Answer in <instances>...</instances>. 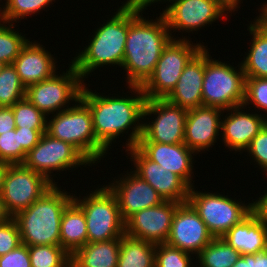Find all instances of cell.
<instances>
[{
    "instance_id": "1",
    "label": "cell",
    "mask_w": 267,
    "mask_h": 267,
    "mask_svg": "<svg viewBox=\"0 0 267 267\" xmlns=\"http://www.w3.org/2000/svg\"><path fill=\"white\" fill-rule=\"evenodd\" d=\"M85 85L82 88L80 99L89 107L97 141L108 151V146H111L117 136L119 138V135L126 130L132 129L128 141H126V148L135 147L142 136L144 122L140 124L139 121L141 118L143 119L147 100L141 86H128L131 93L135 94L125 98L93 93Z\"/></svg>"
},
{
    "instance_id": "2",
    "label": "cell",
    "mask_w": 267,
    "mask_h": 267,
    "mask_svg": "<svg viewBox=\"0 0 267 267\" xmlns=\"http://www.w3.org/2000/svg\"><path fill=\"white\" fill-rule=\"evenodd\" d=\"M145 9L128 5V35L121 66L127 72L128 86H142L153 74L164 48L176 39L161 13L156 20L141 17Z\"/></svg>"
},
{
    "instance_id": "3",
    "label": "cell",
    "mask_w": 267,
    "mask_h": 267,
    "mask_svg": "<svg viewBox=\"0 0 267 267\" xmlns=\"http://www.w3.org/2000/svg\"><path fill=\"white\" fill-rule=\"evenodd\" d=\"M73 200V194L54 185L28 208L13 218L18 225L21 243L27 246L59 245L60 224L64 209Z\"/></svg>"
},
{
    "instance_id": "4",
    "label": "cell",
    "mask_w": 267,
    "mask_h": 267,
    "mask_svg": "<svg viewBox=\"0 0 267 267\" xmlns=\"http://www.w3.org/2000/svg\"><path fill=\"white\" fill-rule=\"evenodd\" d=\"M112 16L97 28L89 45L71 61L82 80L104 65L122 66L128 35V5H121Z\"/></svg>"
},
{
    "instance_id": "5",
    "label": "cell",
    "mask_w": 267,
    "mask_h": 267,
    "mask_svg": "<svg viewBox=\"0 0 267 267\" xmlns=\"http://www.w3.org/2000/svg\"><path fill=\"white\" fill-rule=\"evenodd\" d=\"M75 103L53 114L46 133L74 146L91 164L98 163L107 150L96 139L89 107L80 98Z\"/></svg>"
},
{
    "instance_id": "6",
    "label": "cell",
    "mask_w": 267,
    "mask_h": 267,
    "mask_svg": "<svg viewBox=\"0 0 267 267\" xmlns=\"http://www.w3.org/2000/svg\"><path fill=\"white\" fill-rule=\"evenodd\" d=\"M205 46V71L202 84L203 106L224 110L244 102L245 75L241 63L237 70L227 63L212 59ZM240 65V66H239Z\"/></svg>"
},
{
    "instance_id": "7",
    "label": "cell",
    "mask_w": 267,
    "mask_h": 267,
    "mask_svg": "<svg viewBox=\"0 0 267 267\" xmlns=\"http://www.w3.org/2000/svg\"><path fill=\"white\" fill-rule=\"evenodd\" d=\"M91 192L83 199L73 196V201L85 214L87 243L121 238L125 234V221L114 193L107 185Z\"/></svg>"
},
{
    "instance_id": "8",
    "label": "cell",
    "mask_w": 267,
    "mask_h": 267,
    "mask_svg": "<svg viewBox=\"0 0 267 267\" xmlns=\"http://www.w3.org/2000/svg\"><path fill=\"white\" fill-rule=\"evenodd\" d=\"M204 47L189 39H172L164 48L153 74L141 86L146 99H165L174 89L185 66Z\"/></svg>"
},
{
    "instance_id": "9",
    "label": "cell",
    "mask_w": 267,
    "mask_h": 267,
    "mask_svg": "<svg viewBox=\"0 0 267 267\" xmlns=\"http://www.w3.org/2000/svg\"><path fill=\"white\" fill-rule=\"evenodd\" d=\"M189 189L188 202L198 212L214 238H220L254 211V203L238 202L220 193Z\"/></svg>"
},
{
    "instance_id": "10",
    "label": "cell",
    "mask_w": 267,
    "mask_h": 267,
    "mask_svg": "<svg viewBox=\"0 0 267 267\" xmlns=\"http://www.w3.org/2000/svg\"><path fill=\"white\" fill-rule=\"evenodd\" d=\"M69 66L62 75L56 72L50 78L26 87L25 98L47 117L69 108L70 101L76 102L80 98L84 80L73 63Z\"/></svg>"
},
{
    "instance_id": "11",
    "label": "cell",
    "mask_w": 267,
    "mask_h": 267,
    "mask_svg": "<svg viewBox=\"0 0 267 267\" xmlns=\"http://www.w3.org/2000/svg\"><path fill=\"white\" fill-rule=\"evenodd\" d=\"M54 186L45 176L23 164L9 165L0 196L6 212L13 217L28 208Z\"/></svg>"
},
{
    "instance_id": "12",
    "label": "cell",
    "mask_w": 267,
    "mask_h": 267,
    "mask_svg": "<svg viewBox=\"0 0 267 267\" xmlns=\"http://www.w3.org/2000/svg\"><path fill=\"white\" fill-rule=\"evenodd\" d=\"M23 165L42 174L56 185L51 177L53 171L72 170L82 165L85 167L92 164L71 144L43 133L38 144L27 153Z\"/></svg>"
},
{
    "instance_id": "13",
    "label": "cell",
    "mask_w": 267,
    "mask_h": 267,
    "mask_svg": "<svg viewBox=\"0 0 267 267\" xmlns=\"http://www.w3.org/2000/svg\"><path fill=\"white\" fill-rule=\"evenodd\" d=\"M188 110L170 103L166 99H147L143 119L154 114L155 119L143 124L138 142L162 144L184 143L185 122Z\"/></svg>"
},
{
    "instance_id": "14",
    "label": "cell",
    "mask_w": 267,
    "mask_h": 267,
    "mask_svg": "<svg viewBox=\"0 0 267 267\" xmlns=\"http://www.w3.org/2000/svg\"><path fill=\"white\" fill-rule=\"evenodd\" d=\"M169 1L166 9L161 13L167 23L170 33L198 31L205 25L212 24L225 12L214 0H162ZM173 30V32L171 31Z\"/></svg>"
},
{
    "instance_id": "15",
    "label": "cell",
    "mask_w": 267,
    "mask_h": 267,
    "mask_svg": "<svg viewBox=\"0 0 267 267\" xmlns=\"http://www.w3.org/2000/svg\"><path fill=\"white\" fill-rule=\"evenodd\" d=\"M214 239L189 202L180 203L174 213L166 244L198 255Z\"/></svg>"
},
{
    "instance_id": "16",
    "label": "cell",
    "mask_w": 267,
    "mask_h": 267,
    "mask_svg": "<svg viewBox=\"0 0 267 267\" xmlns=\"http://www.w3.org/2000/svg\"><path fill=\"white\" fill-rule=\"evenodd\" d=\"M179 204L164 201L160 205L135 212L125 221V234L155 245L166 243Z\"/></svg>"
},
{
    "instance_id": "17",
    "label": "cell",
    "mask_w": 267,
    "mask_h": 267,
    "mask_svg": "<svg viewBox=\"0 0 267 267\" xmlns=\"http://www.w3.org/2000/svg\"><path fill=\"white\" fill-rule=\"evenodd\" d=\"M126 151L136 167L133 171L149 183L164 201L188 202L190 187L177 174L148 159L136 146Z\"/></svg>"
},
{
    "instance_id": "18",
    "label": "cell",
    "mask_w": 267,
    "mask_h": 267,
    "mask_svg": "<svg viewBox=\"0 0 267 267\" xmlns=\"http://www.w3.org/2000/svg\"><path fill=\"white\" fill-rule=\"evenodd\" d=\"M130 173V174H129ZM110 183L109 189L114 193L120 215L126 221L135 212L154 207L164 202L160 194L134 171Z\"/></svg>"
},
{
    "instance_id": "19",
    "label": "cell",
    "mask_w": 267,
    "mask_h": 267,
    "mask_svg": "<svg viewBox=\"0 0 267 267\" xmlns=\"http://www.w3.org/2000/svg\"><path fill=\"white\" fill-rule=\"evenodd\" d=\"M223 112L226 111L208 106L188 110L184 144L196 154L212 147L217 142L221 130Z\"/></svg>"
},
{
    "instance_id": "20",
    "label": "cell",
    "mask_w": 267,
    "mask_h": 267,
    "mask_svg": "<svg viewBox=\"0 0 267 267\" xmlns=\"http://www.w3.org/2000/svg\"><path fill=\"white\" fill-rule=\"evenodd\" d=\"M239 106L226 110L228 113L221 120V134L224 145L232 150L245 151L251 140L267 123L265 114L247 113ZM241 110V111H240Z\"/></svg>"
},
{
    "instance_id": "21",
    "label": "cell",
    "mask_w": 267,
    "mask_h": 267,
    "mask_svg": "<svg viewBox=\"0 0 267 267\" xmlns=\"http://www.w3.org/2000/svg\"><path fill=\"white\" fill-rule=\"evenodd\" d=\"M136 147L151 161L177 174L190 188L194 186L192 154L195 156V153L184 143L138 142Z\"/></svg>"
},
{
    "instance_id": "22",
    "label": "cell",
    "mask_w": 267,
    "mask_h": 267,
    "mask_svg": "<svg viewBox=\"0 0 267 267\" xmlns=\"http://www.w3.org/2000/svg\"><path fill=\"white\" fill-rule=\"evenodd\" d=\"M204 71L205 46L188 62L174 89L165 99L186 110L203 106Z\"/></svg>"
},
{
    "instance_id": "23",
    "label": "cell",
    "mask_w": 267,
    "mask_h": 267,
    "mask_svg": "<svg viewBox=\"0 0 267 267\" xmlns=\"http://www.w3.org/2000/svg\"><path fill=\"white\" fill-rule=\"evenodd\" d=\"M42 46L28 40L12 63L25 87L46 80L57 71L56 59Z\"/></svg>"
},
{
    "instance_id": "24",
    "label": "cell",
    "mask_w": 267,
    "mask_h": 267,
    "mask_svg": "<svg viewBox=\"0 0 267 267\" xmlns=\"http://www.w3.org/2000/svg\"><path fill=\"white\" fill-rule=\"evenodd\" d=\"M222 238L241 255L255 254L266 250L267 225L253 211L242 222L234 225Z\"/></svg>"
},
{
    "instance_id": "25",
    "label": "cell",
    "mask_w": 267,
    "mask_h": 267,
    "mask_svg": "<svg viewBox=\"0 0 267 267\" xmlns=\"http://www.w3.org/2000/svg\"><path fill=\"white\" fill-rule=\"evenodd\" d=\"M87 243L83 210L72 200L64 209L60 224V246L72 256Z\"/></svg>"
},
{
    "instance_id": "26",
    "label": "cell",
    "mask_w": 267,
    "mask_h": 267,
    "mask_svg": "<svg viewBox=\"0 0 267 267\" xmlns=\"http://www.w3.org/2000/svg\"><path fill=\"white\" fill-rule=\"evenodd\" d=\"M120 238L102 242L86 243L72 256L75 267H117Z\"/></svg>"
},
{
    "instance_id": "27",
    "label": "cell",
    "mask_w": 267,
    "mask_h": 267,
    "mask_svg": "<svg viewBox=\"0 0 267 267\" xmlns=\"http://www.w3.org/2000/svg\"><path fill=\"white\" fill-rule=\"evenodd\" d=\"M252 22L247 30L253 40L241 65L245 77L267 78V28L256 18Z\"/></svg>"
},
{
    "instance_id": "28",
    "label": "cell",
    "mask_w": 267,
    "mask_h": 267,
    "mask_svg": "<svg viewBox=\"0 0 267 267\" xmlns=\"http://www.w3.org/2000/svg\"><path fill=\"white\" fill-rule=\"evenodd\" d=\"M156 245L124 234L117 267H154Z\"/></svg>"
},
{
    "instance_id": "29",
    "label": "cell",
    "mask_w": 267,
    "mask_h": 267,
    "mask_svg": "<svg viewBox=\"0 0 267 267\" xmlns=\"http://www.w3.org/2000/svg\"><path fill=\"white\" fill-rule=\"evenodd\" d=\"M241 254L230 246L222 237L214 238L196 256L198 267H232Z\"/></svg>"
},
{
    "instance_id": "30",
    "label": "cell",
    "mask_w": 267,
    "mask_h": 267,
    "mask_svg": "<svg viewBox=\"0 0 267 267\" xmlns=\"http://www.w3.org/2000/svg\"><path fill=\"white\" fill-rule=\"evenodd\" d=\"M31 267H69L71 256L59 245L28 246Z\"/></svg>"
},
{
    "instance_id": "31",
    "label": "cell",
    "mask_w": 267,
    "mask_h": 267,
    "mask_svg": "<svg viewBox=\"0 0 267 267\" xmlns=\"http://www.w3.org/2000/svg\"><path fill=\"white\" fill-rule=\"evenodd\" d=\"M25 91L15 67L5 65L0 73V107H12L25 97Z\"/></svg>"
},
{
    "instance_id": "32",
    "label": "cell",
    "mask_w": 267,
    "mask_h": 267,
    "mask_svg": "<svg viewBox=\"0 0 267 267\" xmlns=\"http://www.w3.org/2000/svg\"><path fill=\"white\" fill-rule=\"evenodd\" d=\"M14 26L13 23L0 21V62L5 65L13 63L29 40L25 34L15 31Z\"/></svg>"
},
{
    "instance_id": "33",
    "label": "cell",
    "mask_w": 267,
    "mask_h": 267,
    "mask_svg": "<svg viewBox=\"0 0 267 267\" xmlns=\"http://www.w3.org/2000/svg\"><path fill=\"white\" fill-rule=\"evenodd\" d=\"M12 110L16 127H22V129H47L49 118L27 98L24 97L15 103L12 106Z\"/></svg>"
},
{
    "instance_id": "34",
    "label": "cell",
    "mask_w": 267,
    "mask_h": 267,
    "mask_svg": "<svg viewBox=\"0 0 267 267\" xmlns=\"http://www.w3.org/2000/svg\"><path fill=\"white\" fill-rule=\"evenodd\" d=\"M6 3L1 9L0 20L7 23L17 22L25 16L40 12L39 10L49 7L55 0H5Z\"/></svg>"
},
{
    "instance_id": "35",
    "label": "cell",
    "mask_w": 267,
    "mask_h": 267,
    "mask_svg": "<svg viewBox=\"0 0 267 267\" xmlns=\"http://www.w3.org/2000/svg\"><path fill=\"white\" fill-rule=\"evenodd\" d=\"M191 255L166 243L157 244L154 267H192Z\"/></svg>"
},
{
    "instance_id": "36",
    "label": "cell",
    "mask_w": 267,
    "mask_h": 267,
    "mask_svg": "<svg viewBox=\"0 0 267 267\" xmlns=\"http://www.w3.org/2000/svg\"><path fill=\"white\" fill-rule=\"evenodd\" d=\"M254 104L267 114V78L245 77L243 106ZM267 118V115H265Z\"/></svg>"
},
{
    "instance_id": "37",
    "label": "cell",
    "mask_w": 267,
    "mask_h": 267,
    "mask_svg": "<svg viewBox=\"0 0 267 267\" xmlns=\"http://www.w3.org/2000/svg\"><path fill=\"white\" fill-rule=\"evenodd\" d=\"M0 161L10 165L21 164L19 130H10L0 135Z\"/></svg>"
},
{
    "instance_id": "38",
    "label": "cell",
    "mask_w": 267,
    "mask_h": 267,
    "mask_svg": "<svg viewBox=\"0 0 267 267\" xmlns=\"http://www.w3.org/2000/svg\"><path fill=\"white\" fill-rule=\"evenodd\" d=\"M18 225L13 217L0 223V256L16 249L21 245Z\"/></svg>"
},
{
    "instance_id": "39",
    "label": "cell",
    "mask_w": 267,
    "mask_h": 267,
    "mask_svg": "<svg viewBox=\"0 0 267 267\" xmlns=\"http://www.w3.org/2000/svg\"><path fill=\"white\" fill-rule=\"evenodd\" d=\"M249 156L256 161L257 165L267 174V123L259 133L251 140L246 149Z\"/></svg>"
},
{
    "instance_id": "40",
    "label": "cell",
    "mask_w": 267,
    "mask_h": 267,
    "mask_svg": "<svg viewBox=\"0 0 267 267\" xmlns=\"http://www.w3.org/2000/svg\"><path fill=\"white\" fill-rule=\"evenodd\" d=\"M0 267H31L28 246L21 244L7 254L1 255Z\"/></svg>"
},
{
    "instance_id": "41",
    "label": "cell",
    "mask_w": 267,
    "mask_h": 267,
    "mask_svg": "<svg viewBox=\"0 0 267 267\" xmlns=\"http://www.w3.org/2000/svg\"><path fill=\"white\" fill-rule=\"evenodd\" d=\"M16 130H19L21 164H23L27 153L38 144L42 134L46 133L47 129H22V127H16Z\"/></svg>"
},
{
    "instance_id": "42",
    "label": "cell",
    "mask_w": 267,
    "mask_h": 267,
    "mask_svg": "<svg viewBox=\"0 0 267 267\" xmlns=\"http://www.w3.org/2000/svg\"><path fill=\"white\" fill-rule=\"evenodd\" d=\"M16 129L12 107H0V135Z\"/></svg>"
},
{
    "instance_id": "43",
    "label": "cell",
    "mask_w": 267,
    "mask_h": 267,
    "mask_svg": "<svg viewBox=\"0 0 267 267\" xmlns=\"http://www.w3.org/2000/svg\"><path fill=\"white\" fill-rule=\"evenodd\" d=\"M264 195H261L254 203V211L260 216V218L267 225V191Z\"/></svg>"
},
{
    "instance_id": "44",
    "label": "cell",
    "mask_w": 267,
    "mask_h": 267,
    "mask_svg": "<svg viewBox=\"0 0 267 267\" xmlns=\"http://www.w3.org/2000/svg\"><path fill=\"white\" fill-rule=\"evenodd\" d=\"M252 267H267V250L252 254Z\"/></svg>"
},
{
    "instance_id": "45",
    "label": "cell",
    "mask_w": 267,
    "mask_h": 267,
    "mask_svg": "<svg viewBox=\"0 0 267 267\" xmlns=\"http://www.w3.org/2000/svg\"><path fill=\"white\" fill-rule=\"evenodd\" d=\"M225 12H234L238 8L240 0H214Z\"/></svg>"
},
{
    "instance_id": "46",
    "label": "cell",
    "mask_w": 267,
    "mask_h": 267,
    "mask_svg": "<svg viewBox=\"0 0 267 267\" xmlns=\"http://www.w3.org/2000/svg\"><path fill=\"white\" fill-rule=\"evenodd\" d=\"M162 2V0H127L125 3L122 5H129V6H139V7H148L151 6V4H155L156 2L158 3Z\"/></svg>"
},
{
    "instance_id": "47",
    "label": "cell",
    "mask_w": 267,
    "mask_h": 267,
    "mask_svg": "<svg viewBox=\"0 0 267 267\" xmlns=\"http://www.w3.org/2000/svg\"><path fill=\"white\" fill-rule=\"evenodd\" d=\"M232 267H252V254H243Z\"/></svg>"
},
{
    "instance_id": "48",
    "label": "cell",
    "mask_w": 267,
    "mask_h": 267,
    "mask_svg": "<svg viewBox=\"0 0 267 267\" xmlns=\"http://www.w3.org/2000/svg\"><path fill=\"white\" fill-rule=\"evenodd\" d=\"M259 9L262 13H260L259 17L257 16L256 19L267 28V3L265 2V4Z\"/></svg>"
},
{
    "instance_id": "49",
    "label": "cell",
    "mask_w": 267,
    "mask_h": 267,
    "mask_svg": "<svg viewBox=\"0 0 267 267\" xmlns=\"http://www.w3.org/2000/svg\"><path fill=\"white\" fill-rule=\"evenodd\" d=\"M9 165L10 164H8L6 162L0 161V193L2 190L3 183H4L5 173H6Z\"/></svg>"
},
{
    "instance_id": "50",
    "label": "cell",
    "mask_w": 267,
    "mask_h": 267,
    "mask_svg": "<svg viewBox=\"0 0 267 267\" xmlns=\"http://www.w3.org/2000/svg\"><path fill=\"white\" fill-rule=\"evenodd\" d=\"M11 216L6 212L2 197L0 196V223L6 221Z\"/></svg>"
},
{
    "instance_id": "51",
    "label": "cell",
    "mask_w": 267,
    "mask_h": 267,
    "mask_svg": "<svg viewBox=\"0 0 267 267\" xmlns=\"http://www.w3.org/2000/svg\"><path fill=\"white\" fill-rule=\"evenodd\" d=\"M5 66V64H3L2 62H0V73H1V70L2 68Z\"/></svg>"
}]
</instances>
